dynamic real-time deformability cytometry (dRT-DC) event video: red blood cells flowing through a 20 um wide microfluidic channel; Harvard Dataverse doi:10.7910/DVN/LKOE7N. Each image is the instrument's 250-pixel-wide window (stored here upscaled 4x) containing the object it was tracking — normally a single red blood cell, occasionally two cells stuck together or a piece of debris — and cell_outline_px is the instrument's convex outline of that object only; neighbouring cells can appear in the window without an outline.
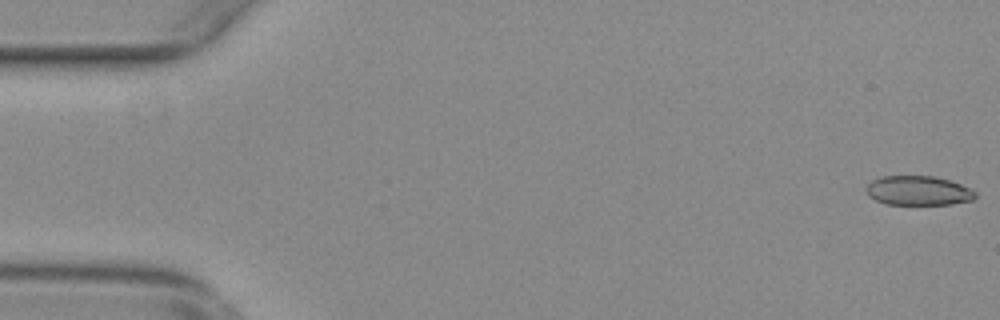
{"species": "common noctule bat (a hibernating species)", "species_latin": "Nyctalus noctula", "temperature_condition": "warm", "stored_images_in_passage": 55, "camera_frame_rate_fps": 3000, "um_per_image_px": 0.085, "animal": {"sex": "female", "body_mass_g": 29.2, "forearm_length_mm": 56.3}, "frame": {"image": 1, "passage_image": 1, "time_ms": 0.0, "image_size_px": [1000, 320], "cell_outline_px": [[976, 196], [972, 200], [952, 204], [884, 204], [868, 196], [864, 188], [872, 180], [880, 176], [936, 176], [960, 184], [976, 192]], "centroid_in_image_um": [78.01, 16.2], "position_along_channel_um": 7.0, "area_um2": 18.73}}
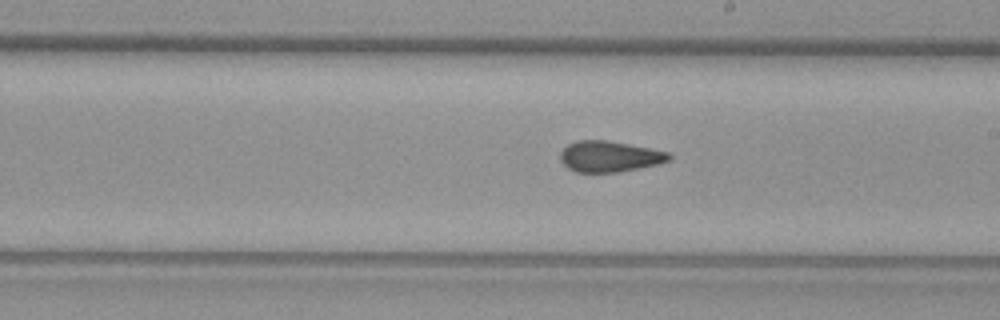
{"frame": {"image": 2, "passage_image": 31, "time_ms": 10.0, "image_size_px": [1000, 320], "cell_outline_px": [[672, 160], [640, 168], [620, 172], [576, 172], [568, 168], [560, 160], [560, 152], [568, 144], [576, 140], [608, 140], [668, 152], [672, 156]], "centroid_in_image_um": [51.8, 13.3], "position_along_channel_um": 237.2, "area_um2": 19.59}}
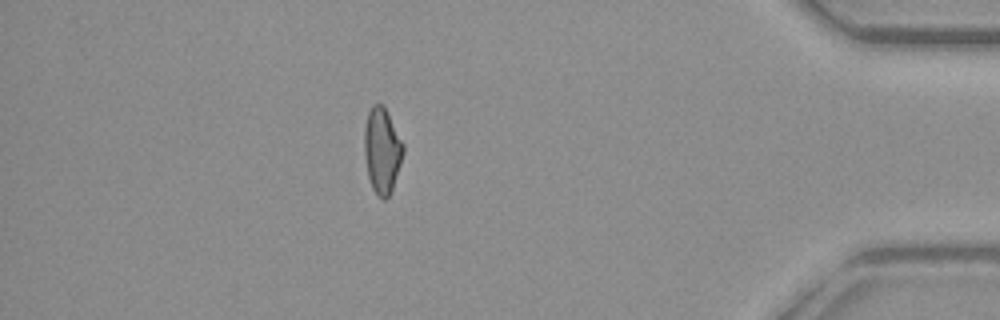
{"frame": {"image": 3, "passage_image": 48, "time_ms": 15.667, "image_size_px": [1000, 320], "cell_outline_px": [[404, 152], [392, 188], [388, 196], [384, 200], [372, 188], [368, 176], [364, 156], [364, 128], [368, 112], [372, 104], [384, 104], [404, 144]], "centroid_in_image_um": [32.46, 12.73], "position_along_channel_um": 402.7, "area_um2": 19.36}, "authors_computed_cell_mechanics": {"area_um2": 19.941, "velocity_mm_per_s": 3.7686, "shape_relaxation_time_tau1_ms": null, "shape_relaxation_time_tau2_ms": 1.7084, "deformation_change_tau1": null, "deformation_change_tau2": 0.0742}}